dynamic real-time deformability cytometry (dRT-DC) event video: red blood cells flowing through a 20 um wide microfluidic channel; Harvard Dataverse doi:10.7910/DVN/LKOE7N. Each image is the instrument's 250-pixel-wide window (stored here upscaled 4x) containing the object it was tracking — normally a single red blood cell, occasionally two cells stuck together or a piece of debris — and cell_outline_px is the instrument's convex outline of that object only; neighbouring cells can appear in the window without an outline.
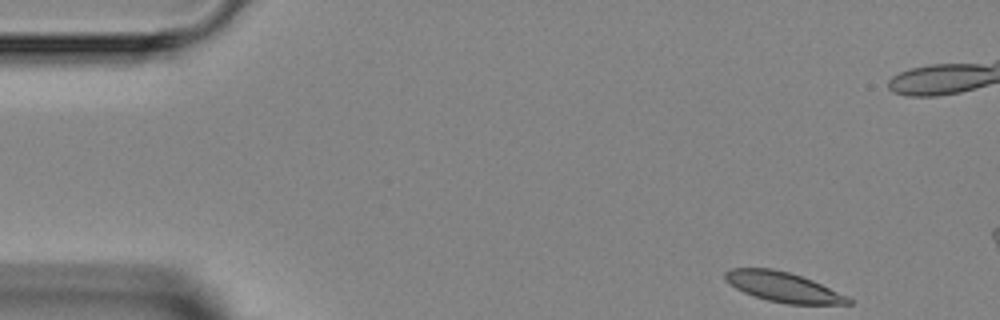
{"species": "Egyptian fruit bat (a non-hibernating species)", "species_latin": "Rousettus aegyptiacus", "temperature_condition": "room temperature", "stored_images_in_passage": 4, "camera_frame_rate_fps": 3000, "um_per_image_px": 0.085, "animal": {"sex": "female"}, "frame": {"image": 1, "passage_image": 1, "time_ms": 0.0, "image_size_px": [1000, 320], "cell_outline_px": [[852, 304], [788, 304], [768, 300], [744, 292], [736, 288], [724, 276], [724, 272], [732, 268], [772, 268], [788, 272], [812, 280], [848, 296], [852, 300]], "centroid_in_image_um": [66.6, 24.39], "position_along_channel_um": 18.4, "area_um2": 21.1}}